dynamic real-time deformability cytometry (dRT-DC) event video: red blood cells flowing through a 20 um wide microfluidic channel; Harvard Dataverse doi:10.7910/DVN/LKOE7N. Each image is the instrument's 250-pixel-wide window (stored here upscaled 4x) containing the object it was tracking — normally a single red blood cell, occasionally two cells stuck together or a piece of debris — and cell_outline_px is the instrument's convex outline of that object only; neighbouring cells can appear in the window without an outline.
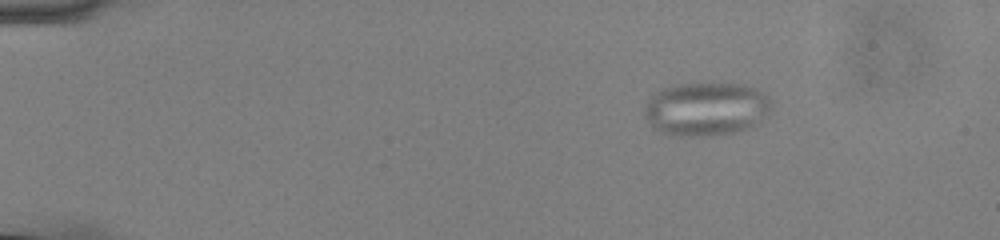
{"species": "common noctule bat (a hibernating species)", "species_latin": "Nyctalus noctula", "temperature_condition": "cold", "stored_images_in_passage": 48, "camera_frame_rate_fps": 3000, "um_per_image_px": 0.085, "animal": {"sex": "male", "body_mass_g": 13.0, "forearm_length_mm": 53.1}, "frame": {"image": 1, "passage_image": 1, "time_ms": 0.0, "image_size_px": [1000, 240], "cell_outline_px": [[772, 108], [768, 116], [760, 124], [752, 128], [736, 132], [712, 136], [680, 136], [660, 132], [644, 116], [644, 108], [648, 100], [656, 92], [672, 84], [744, 84], [756, 88], [768, 96]], "centroid_in_image_um": [60.08, 9.28], "position_along_channel_um": 24.9, "area_um2": 40.06}}
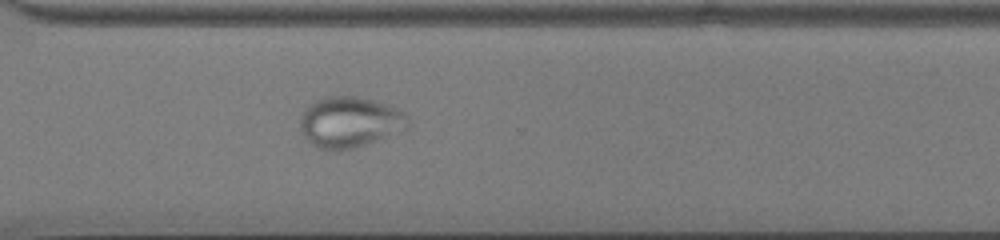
{"frame": {"image": 2, "passage_image": 34, "time_ms": 11.0, "image_size_px": [1000, 240], "cell_outline_px": [[408, 128], [404, 132], [352, 148], [316, 148], [304, 136], [300, 128], [300, 120], [304, 112], [316, 100], [324, 96], [352, 96], [372, 100], [384, 104], [404, 112], [408, 116]], "centroid_in_image_um": [29.77, 10.37], "position_along_channel_um": 340.8, "area_um2": 31.44}}
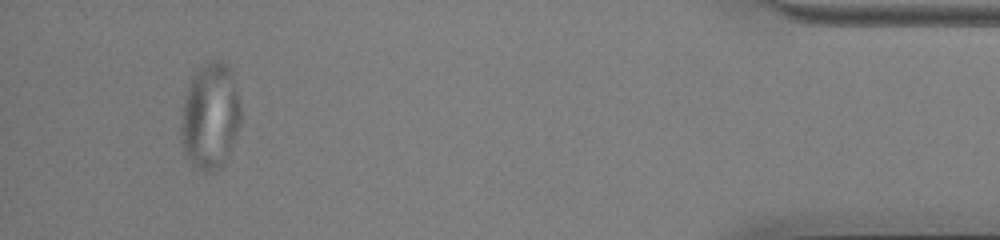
{"frame": {"image": 3, "passage_image": 45, "time_ms": 14.667, "image_size_px": [1000, 240], "cell_outline_px": [[240, 124], [228, 152], [224, 160], [216, 168], [208, 172], [200, 172], [184, 156], [180, 132], [180, 108], [188, 84], [196, 72], [208, 60], [224, 60], [232, 68], [240, 100]], "centroid_in_image_um": [17.84, 9.81], "position_along_channel_um": 417.4, "area_um2": 37.57}}